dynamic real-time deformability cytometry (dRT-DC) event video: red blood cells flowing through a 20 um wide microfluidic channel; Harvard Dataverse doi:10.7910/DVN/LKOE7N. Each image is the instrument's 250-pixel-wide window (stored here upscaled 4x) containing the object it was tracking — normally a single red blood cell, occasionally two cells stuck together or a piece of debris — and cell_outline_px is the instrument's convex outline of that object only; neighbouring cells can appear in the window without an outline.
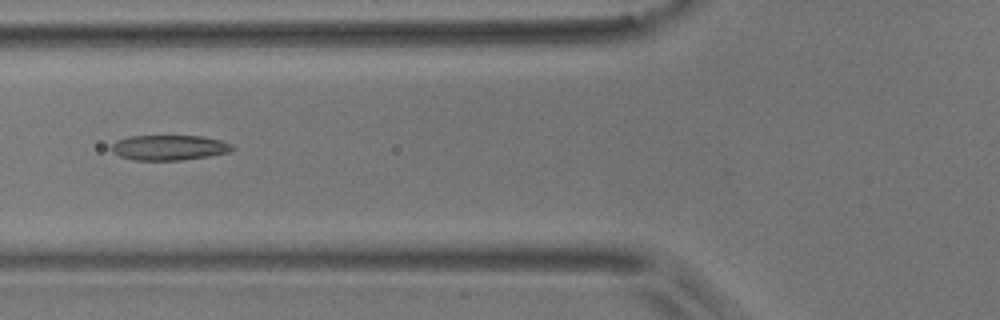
{"species": "common noctule bat (a hibernating species)", "species_latin": "Nyctalus noctula", "temperature_condition": "room temperature", "stored_images_in_passage": 9, "camera_frame_rate_fps": 3000, "um_per_image_px": 0.085, "animal": {"sex": "male", "body_mass_g": 17.9}, "frame": {"image": 1, "passage_image": 4, "time_ms": 3.667, "image_size_px": [1000, 320], "cell_outline_px": [[236, 148], [228, 152], [208, 156], [180, 160], [132, 160], [120, 156], [112, 152], [108, 148], [116, 140], [128, 136], [200, 136], [220, 140], [232, 144]], "centroid_in_image_um": [14.32, 12.54], "position_along_channel_um": 111.5, "area_um2": 17.8}}
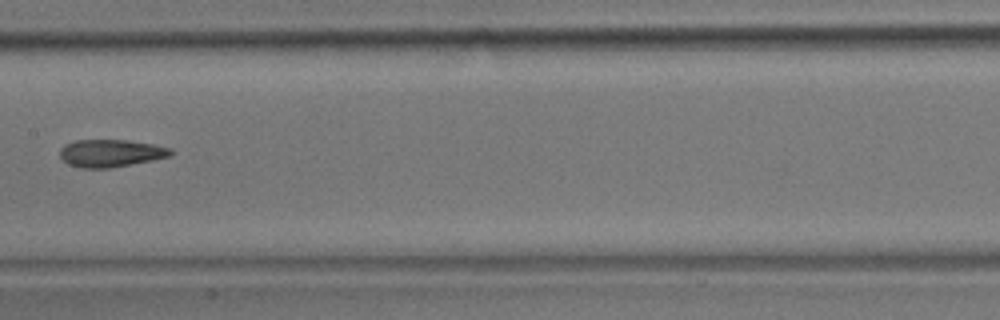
{"frame": {"image": 2, "passage_image": 6, "time_ms": 6.0, "image_size_px": [1000, 320], "cell_outline_px": [[172, 156], [152, 160], [108, 168], [80, 168], [68, 164], [60, 156], [60, 148], [64, 144], [76, 140], [128, 140], [152, 144], [172, 148]], "centroid_in_image_um": [9.4, 13.01], "position_along_channel_um": 198.0, "area_um2": 17.74}}
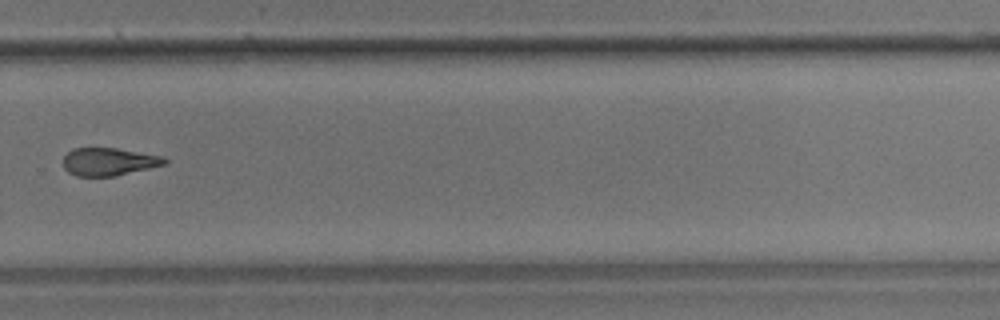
{"frame": {"image": 3, "passage_image": 9, "time_ms": 9.333, "image_size_px": [1000, 320], "cell_outline_px": [[168, 160], [164, 164], [116, 176], [76, 176], [68, 172], [64, 168], [64, 156], [72, 148], [116, 148], [164, 156]], "centroid_in_image_um": [9.23, 13.74], "position_along_channel_um": 320.6, "area_um2": 16.36}}